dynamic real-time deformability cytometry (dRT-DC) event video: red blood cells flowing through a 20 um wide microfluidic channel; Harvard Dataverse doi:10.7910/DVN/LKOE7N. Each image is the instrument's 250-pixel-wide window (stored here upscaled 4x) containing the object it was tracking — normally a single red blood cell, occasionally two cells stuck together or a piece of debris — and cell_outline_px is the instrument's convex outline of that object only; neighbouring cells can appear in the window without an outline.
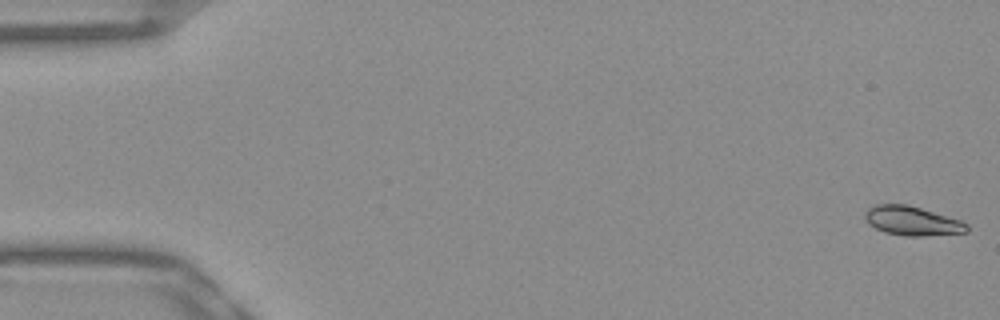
{"species": "Egyptian fruit bat (a non-hibernating species)", "species_latin": "Rousettus aegyptiacus", "temperature_condition": "warm", "stored_images_in_passage": 53, "camera_frame_rate_fps": 3000, "um_per_image_px": 0.085, "frame": {"image": 1, "passage_image": 1, "time_ms": 0.0, "image_size_px": [1000, 320], "cell_outline_px": [[968, 232], [924, 236], [904, 236], [884, 232], [868, 224], [864, 220], [864, 212], [868, 208], [876, 204], [908, 204], [960, 220], [968, 224]], "centroid_in_image_um": [77.5, 18.77], "position_along_channel_um": 7.5, "area_um2": 17.46}}
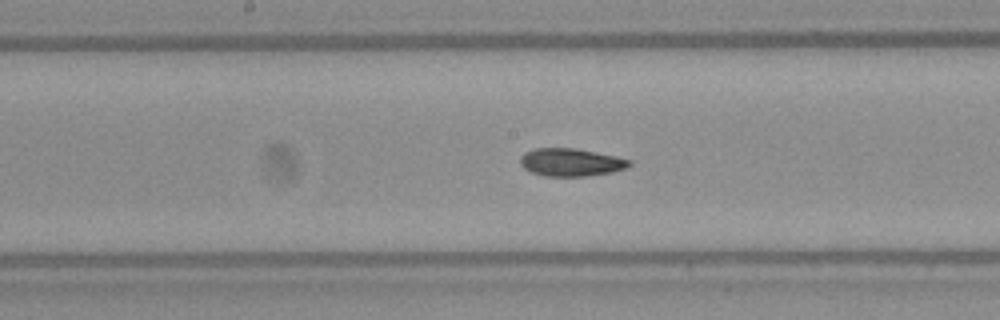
{"frame": {"image": 2, "passage_image": 27, "time_ms": 8.667, "image_size_px": [1000, 320], "cell_outline_px": [[632, 164], [628, 168], [612, 172], [584, 176], [544, 176], [532, 172], [524, 168], [520, 164], [520, 156], [524, 152], [532, 148], [576, 148], [616, 156], [632, 160]], "centroid_in_image_um": [48.53, 13.78], "position_along_channel_um": 199.7, "area_um2": 17.86}}
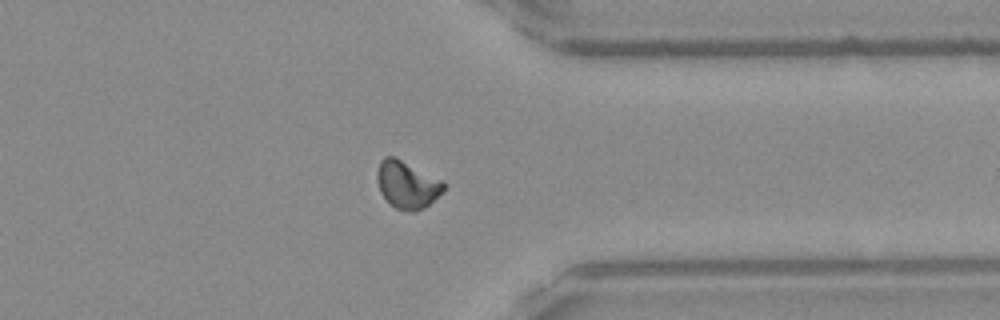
{"frame": {"image": 3, "passage_image": 41, "time_ms": 13.333, "image_size_px": [1000, 320], "cell_outline_px": [[448, 184], [444, 192], [424, 208], [412, 212], [396, 208], [380, 192], [376, 176], [380, 160], [384, 156], [396, 156], [444, 180]], "centroid_in_image_um": [34.66, 15.66], "position_along_channel_um": 376.7, "area_um2": 18.79}, "authors_computed_cell_mechanics": {"area_um2": 17.6868, "velocity_mm_per_s": 3.914, "shape_relaxation_time_tau1_ms": null, "shape_relaxation_time_tau2_ms": 5.3943, "deformation_change_tau1": null, "deformation_change_tau2": 0.0842}}